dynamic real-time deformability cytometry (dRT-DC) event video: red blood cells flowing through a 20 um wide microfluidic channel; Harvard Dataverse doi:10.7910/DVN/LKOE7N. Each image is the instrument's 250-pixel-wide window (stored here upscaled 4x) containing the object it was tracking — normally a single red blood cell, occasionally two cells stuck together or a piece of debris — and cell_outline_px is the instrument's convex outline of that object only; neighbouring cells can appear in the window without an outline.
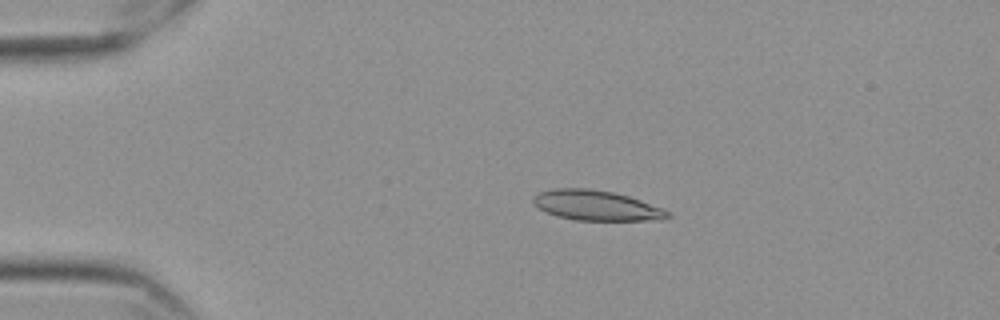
{"species": "Egyptian fruit bat (a non-hibernating species)", "species_latin": "Rousettus aegyptiacus", "temperature_condition": "cold", "stored_images_in_passage": 56, "camera_frame_rate_fps": 3000, "um_per_image_px": 0.085, "frame": {"image": 1, "passage_image": 11, "time_ms": 3.333, "image_size_px": [1000, 320], "cell_outline_px": [[672, 216], [660, 220], [576, 220], [556, 216], [540, 208], [532, 200], [532, 196], [540, 192], [556, 188], [588, 188], [612, 192], [628, 196], [640, 200], [672, 212]], "centroid_in_image_um": [50.71, 17.46], "position_along_channel_um": 34.3, "area_um2": 23.41}}
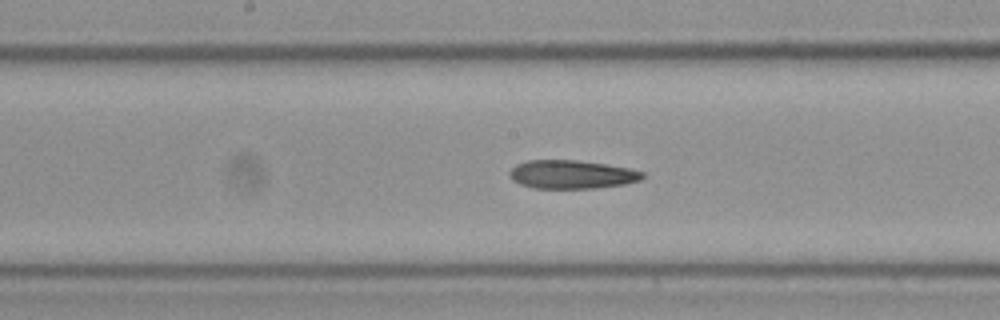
{"frame": {"image": 2, "passage_image": 29, "time_ms": 9.333, "image_size_px": [1000, 320], "cell_outline_px": [[644, 176], [640, 180], [624, 184], [596, 188], [532, 188], [520, 184], [512, 180], [508, 172], [516, 164], [528, 160], [576, 160], [604, 164], [628, 168], [644, 172]], "centroid_in_image_um": [48.57, 14.83], "position_along_channel_um": 199.6, "area_um2": 22.02}}
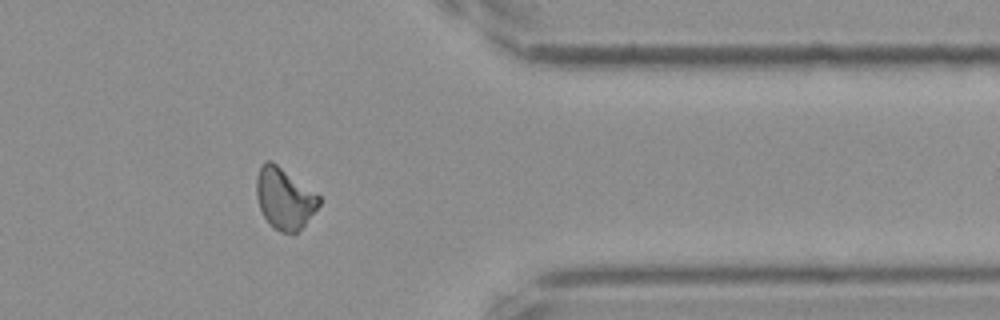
{"frame": {"image": 3, "passage_image": 46, "time_ms": 15.0, "image_size_px": [1000, 320], "cell_outline_px": [[320, 204], [304, 224], [292, 236], [280, 232], [272, 228], [268, 224], [260, 208], [256, 196], [256, 176], [260, 164], [268, 160], [272, 160], [320, 196]], "centroid_in_image_um": [24.14, 16.87], "position_along_channel_um": 387.3, "area_um2": 22.48}, "authors_computed_cell_mechanics": {"area_um2": 22.5709, "velocity_mm_per_s": 3.5439, "shape_relaxation_time_tau1_ms": null, "shape_relaxation_time_tau2_ms": 10.3977, "deformation_change_tau1": null, "deformation_change_tau2": 0.1797}}